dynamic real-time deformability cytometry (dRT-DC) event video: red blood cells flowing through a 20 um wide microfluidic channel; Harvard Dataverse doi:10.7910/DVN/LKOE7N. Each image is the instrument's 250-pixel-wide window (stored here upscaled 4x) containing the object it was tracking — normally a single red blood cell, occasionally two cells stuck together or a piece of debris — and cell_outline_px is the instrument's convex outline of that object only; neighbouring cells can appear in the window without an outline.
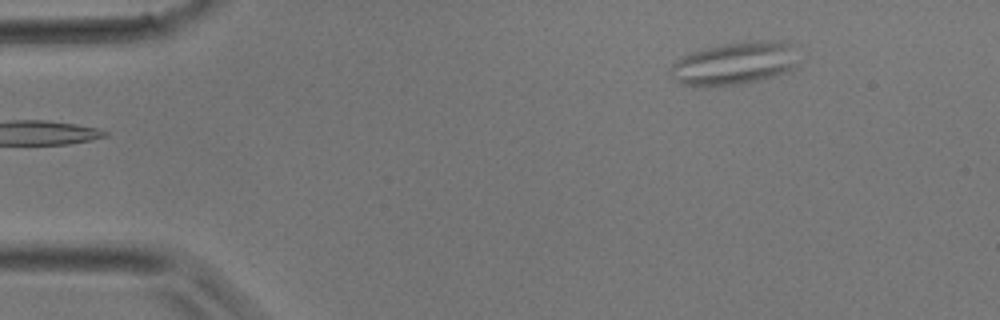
{"species": "common noctule bat (a hibernating species)", "species_latin": "Nyctalus noctula", "temperature_condition": "room temperature", "stored_images_in_passage": 18, "camera_frame_rate_fps": 3000, "um_per_image_px": 0.085, "animal": {"sex": "male", "body_mass_g": 17.9}, "frame": {"image": 1, "passage_image": 1, "time_ms": 0.0, "image_size_px": [1000, 320], "cell_outline_px": [[796, 44], [792, 68], [772, 76], [760, 80], [732, 84], [680, 84], [668, 72], [668, 68], [676, 60], [692, 52], [716, 44], [748, 40], [784, 40]], "centroid_in_image_um": [62.42, 5.31], "position_along_channel_um": 22.6, "area_um2": 31.44}}
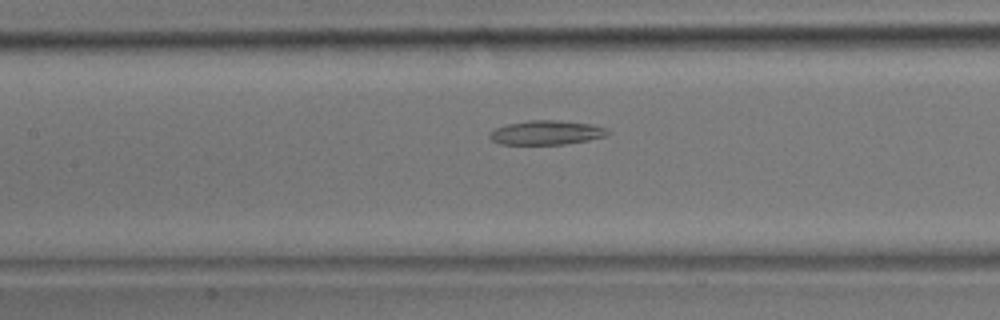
{"frame": {"image": 2, "passage_image": 14, "time_ms": 4.333, "image_size_px": [1000, 320], "cell_outline_px": [[612, 132], [604, 136], [588, 140], [564, 144], [500, 144], [492, 140], [488, 136], [488, 132], [492, 128], [508, 124], [532, 120], [552, 120], [588, 124], [604, 128]], "centroid_in_image_um": [46.36, 11.28], "position_along_channel_um": 161.0, "area_um2": 16.47}}
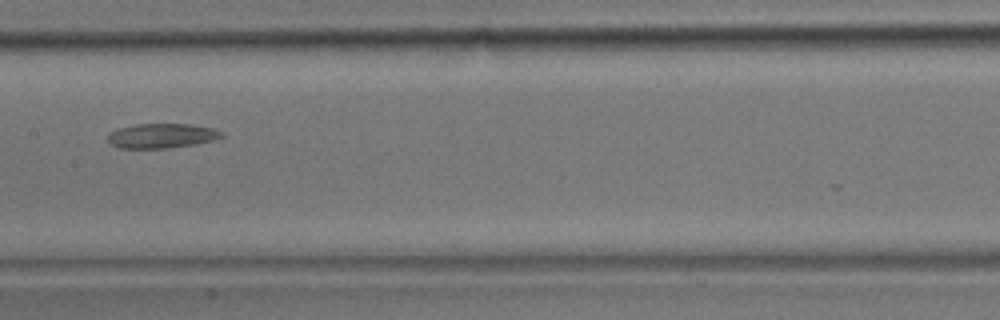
{"frame": {"image": 3, "passage_image": 16, "time_ms": 5.0, "image_size_px": [1000, 320], "cell_outline_px": [[224, 136], [212, 140], [192, 144], [168, 148], [116, 148], [108, 140], [108, 132], [120, 128], [136, 124], [192, 124], [216, 128], [224, 132]], "centroid_in_image_um": [13.76, 11.53], "position_along_channel_um": 193.6, "area_um2": 16.36}}